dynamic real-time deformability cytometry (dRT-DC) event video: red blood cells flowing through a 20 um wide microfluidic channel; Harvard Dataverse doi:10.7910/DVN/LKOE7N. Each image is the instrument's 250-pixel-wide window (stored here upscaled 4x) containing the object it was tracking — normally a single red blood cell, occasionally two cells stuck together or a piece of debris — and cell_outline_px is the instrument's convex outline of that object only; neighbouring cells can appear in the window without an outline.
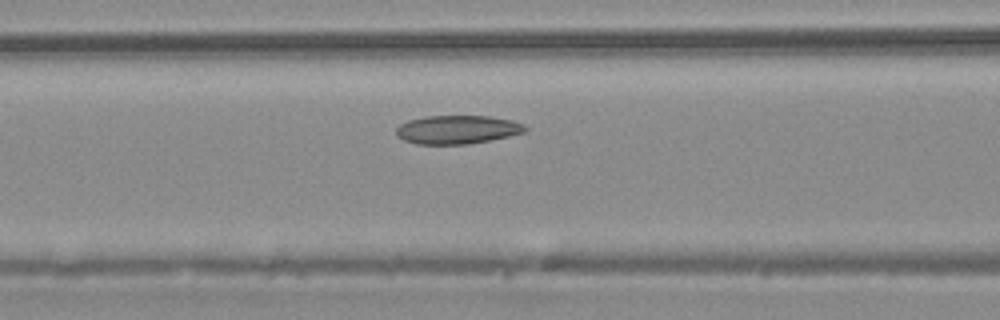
{"species": "common noctule bat (a hibernating species)", "species_latin": "Nyctalus noctula", "temperature_condition": "warm", "stored_images_in_passage": 17, "camera_frame_rate_fps": 3000, "um_per_image_px": 0.085, "animal": {"sex": "male", "body_mass_g": 20.4}, "frame": {"image": 1, "passage_image": 10, "time_ms": 3.0, "image_size_px": [1000, 320], "cell_outline_px": [[528, 128], [524, 132], [508, 136], [468, 144], [416, 144], [404, 140], [396, 136], [396, 128], [400, 124], [408, 120], [424, 116], [488, 116], [512, 120], [524, 124]], "centroid_in_image_um": [38.84, 11.01], "position_along_channel_um": 127.8, "area_um2": 21.44}}
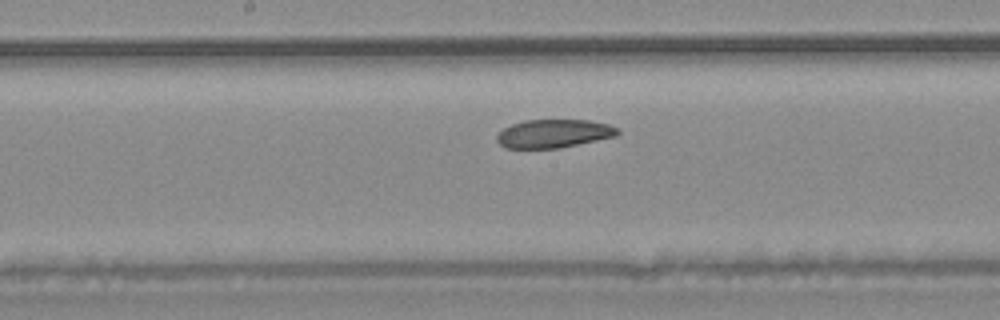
{"frame": {"image": 2, "passage_image": 15, "time_ms": 4.667, "image_size_px": [1000, 320], "cell_outline_px": [[620, 132], [616, 136], [560, 148], [504, 148], [496, 140], [496, 136], [504, 128], [512, 124], [524, 120], [592, 120], [608, 124], [620, 128]], "centroid_in_image_um": [47.09, 11.35], "position_along_channel_um": 201.1, "area_um2": 20.06}}